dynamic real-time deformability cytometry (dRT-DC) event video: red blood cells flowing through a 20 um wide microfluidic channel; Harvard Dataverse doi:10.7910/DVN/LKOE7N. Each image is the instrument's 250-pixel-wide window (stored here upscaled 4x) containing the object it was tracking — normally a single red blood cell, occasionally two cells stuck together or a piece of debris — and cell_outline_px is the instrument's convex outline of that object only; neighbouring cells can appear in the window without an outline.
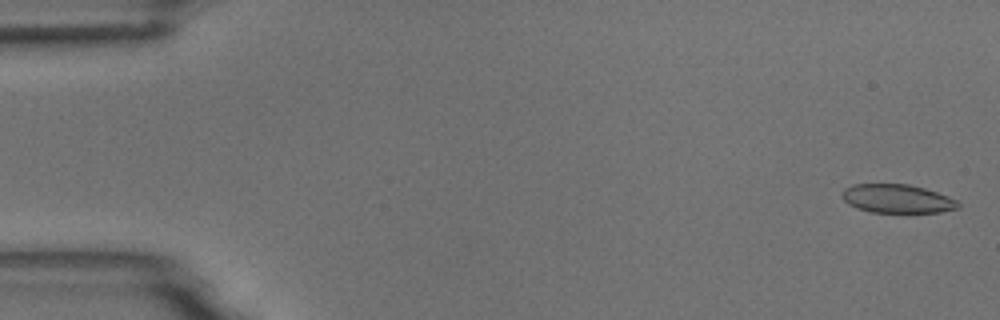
{"species": "common noctule bat (a hibernating species)", "species_latin": "Nyctalus noctula", "temperature_condition": "room temperature", "stored_images_in_passage": 8, "camera_frame_rate_fps": 3000, "um_per_image_px": 0.085, "animal": {"sex": "male", "body_mass_g": 18.8}, "frame": {"image": 1, "passage_image": 1, "time_ms": 0.0, "image_size_px": [1000, 320], "cell_outline_px": [[960, 208], [940, 212], [872, 212], [856, 208], [848, 204], [840, 196], [840, 192], [844, 188], [852, 184], [908, 184], [924, 188], [948, 196], [956, 200], [960, 204]], "centroid_in_image_um": [76.22, 16.88], "position_along_channel_um": 8.8, "area_um2": 19.48}}
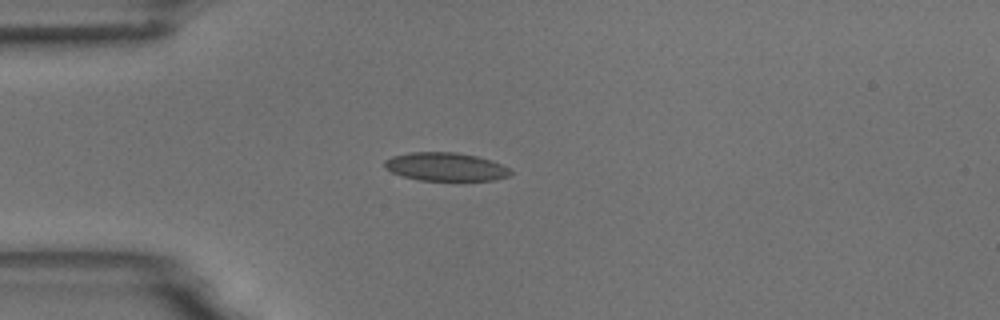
{"frame": {"image": 2, "passage_image": 4, "time_ms": 4.333, "image_size_px": [1000, 320], "cell_outline_px": [[512, 172], [508, 176], [496, 180], [420, 180], [404, 176], [392, 172], [384, 168], [384, 160], [392, 156], [408, 152], [456, 152], [476, 156], [492, 160], [508, 168]], "centroid_in_image_um": [37.85, 14.17], "position_along_channel_um": 47.1, "area_um2": 20.75}}